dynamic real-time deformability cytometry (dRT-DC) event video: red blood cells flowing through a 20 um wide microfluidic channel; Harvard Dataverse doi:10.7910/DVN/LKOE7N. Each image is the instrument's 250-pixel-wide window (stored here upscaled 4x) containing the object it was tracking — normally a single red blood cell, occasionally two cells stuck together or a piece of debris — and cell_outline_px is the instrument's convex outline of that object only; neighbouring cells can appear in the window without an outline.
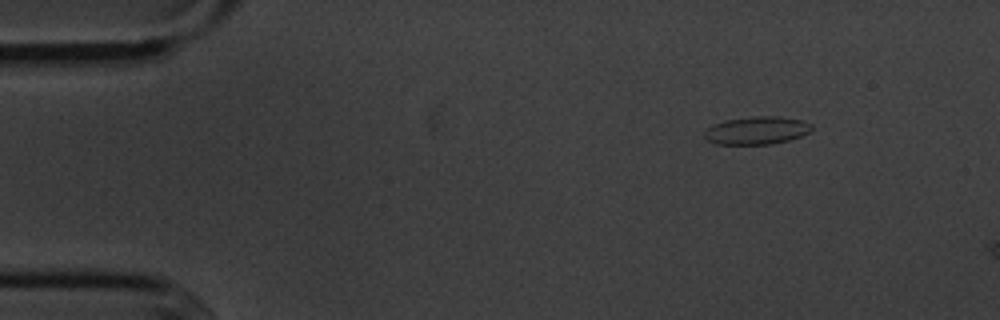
{"species": "common noctule bat (a hibernating species)", "species_latin": "Nyctalus noctula", "temperature_condition": "cold", "stored_images_in_passage": 3, "camera_frame_rate_fps": 3000, "um_per_image_px": 0.085, "animal": {"sex": "male", "body_mass_g": 20.1, "forearm_length_mm": 53.5}, "frame": {"image": 1, "passage_image": 1, "time_ms": 0.0, "image_size_px": [1000, 320], "cell_outline_px": [[812, 128], [808, 132], [800, 136], [788, 140], [772, 144], [716, 144], [708, 140], [704, 136], [704, 132], [708, 128], [724, 120], [756, 116], [780, 116], [804, 120], [812, 124]], "centroid_in_image_um": [64.35, 11.08], "position_along_channel_um": 20.7, "area_um2": 17.34}}